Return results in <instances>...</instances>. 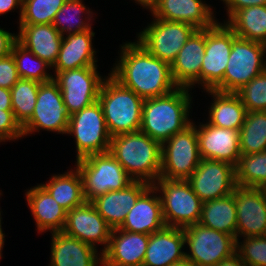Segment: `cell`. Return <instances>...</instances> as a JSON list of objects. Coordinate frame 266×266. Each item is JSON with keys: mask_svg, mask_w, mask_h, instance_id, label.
Returning <instances> with one entry per match:
<instances>
[{"mask_svg": "<svg viewBox=\"0 0 266 266\" xmlns=\"http://www.w3.org/2000/svg\"><path fill=\"white\" fill-rule=\"evenodd\" d=\"M66 0H23L18 24H52Z\"/></svg>", "mask_w": 266, "mask_h": 266, "instance_id": "cell-38", "label": "cell"}, {"mask_svg": "<svg viewBox=\"0 0 266 266\" xmlns=\"http://www.w3.org/2000/svg\"><path fill=\"white\" fill-rule=\"evenodd\" d=\"M23 130L12 110H0V145L23 139Z\"/></svg>", "mask_w": 266, "mask_h": 266, "instance_id": "cell-41", "label": "cell"}, {"mask_svg": "<svg viewBox=\"0 0 266 266\" xmlns=\"http://www.w3.org/2000/svg\"><path fill=\"white\" fill-rule=\"evenodd\" d=\"M185 259L183 228L164 227L149 235L142 266H170Z\"/></svg>", "mask_w": 266, "mask_h": 266, "instance_id": "cell-27", "label": "cell"}, {"mask_svg": "<svg viewBox=\"0 0 266 266\" xmlns=\"http://www.w3.org/2000/svg\"><path fill=\"white\" fill-rule=\"evenodd\" d=\"M226 10L225 20L220 22L226 23L239 9L249 6L266 5V0H220Z\"/></svg>", "mask_w": 266, "mask_h": 266, "instance_id": "cell-43", "label": "cell"}, {"mask_svg": "<svg viewBox=\"0 0 266 266\" xmlns=\"http://www.w3.org/2000/svg\"><path fill=\"white\" fill-rule=\"evenodd\" d=\"M111 231L112 228L91 202L68 211L62 230L64 234L94 246L101 253L108 247Z\"/></svg>", "mask_w": 266, "mask_h": 266, "instance_id": "cell-16", "label": "cell"}, {"mask_svg": "<svg viewBox=\"0 0 266 266\" xmlns=\"http://www.w3.org/2000/svg\"><path fill=\"white\" fill-rule=\"evenodd\" d=\"M234 196L237 212L236 238L266 235V188L237 186Z\"/></svg>", "mask_w": 266, "mask_h": 266, "instance_id": "cell-17", "label": "cell"}, {"mask_svg": "<svg viewBox=\"0 0 266 266\" xmlns=\"http://www.w3.org/2000/svg\"><path fill=\"white\" fill-rule=\"evenodd\" d=\"M204 93L212 97L211 103L206 106L209 109L206 122L219 128L240 130L247 111L239 96L233 92L216 90H205Z\"/></svg>", "mask_w": 266, "mask_h": 266, "instance_id": "cell-29", "label": "cell"}, {"mask_svg": "<svg viewBox=\"0 0 266 266\" xmlns=\"http://www.w3.org/2000/svg\"><path fill=\"white\" fill-rule=\"evenodd\" d=\"M67 212L86 202L80 172L70 166L62 174H52L45 183H40Z\"/></svg>", "mask_w": 266, "mask_h": 266, "instance_id": "cell-30", "label": "cell"}, {"mask_svg": "<svg viewBox=\"0 0 266 266\" xmlns=\"http://www.w3.org/2000/svg\"><path fill=\"white\" fill-rule=\"evenodd\" d=\"M93 30L91 28L63 36L57 60L52 66L53 74L76 68L99 66L97 64L99 50L93 46L96 33Z\"/></svg>", "mask_w": 266, "mask_h": 266, "instance_id": "cell-22", "label": "cell"}, {"mask_svg": "<svg viewBox=\"0 0 266 266\" xmlns=\"http://www.w3.org/2000/svg\"><path fill=\"white\" fill-rule=\"evenodd\" d=\"M0 110H12L10 89L0 87Z\"/></svg>", "mask_w": 266, "mask_h": 266, "instance_id": "cell-47", "label": "cell"}, {"mask_svg": "<svg viewBox=\"0 0 266 266\" xmlns=\"http://www.w3.org/2000/svg\"><path fill=\"white\" fill-rule=\"evenodd\" d=\"M166 226L184 228L199 222L203 202L187 180L159 178L154 184Z\"/></svg>", "mask_w": 266, "mask_h": 266, "instance_id": "cell-7", "label": "cell"}, {"mask_svg": "<svg viewBox=\"0 0 266 266\" xmlns=\"http://www.w3.org/2000/svg\"><path fill=\"white\" fill-rule=\"evenodd\" d=\"M193 93L178 87L166 95L144 99L140 131L160 144L183 131L193 120Z\"/></svg>", "mask_w": 266, "mask_h": 266, "instance_id": "cell-2", "label": "cell"}, {"mask_svg": "<svg viewBox=\"0 0 266 266\" xmlns=\"http://www.w3.org/2000/svg\"><path fill=\"white\" fill-rule=\"evenodd\" d=\"M134 1L136 5L142 7V9H147L148 12H151V10L156 6L158 3V0H131Z\"/></svg>", "mask_w": 266, "mask_h": 266, "instance_id": "cell-48", "label": "cell"}, {"mask_svg": "<svg viewBox=\"0 0 266 266\" xmlns=\"http://www.w3.org/2000/svg\"><path fill=\"white\" fill-rule=\"evenodd\" d=\"M170 266H196L193 262L187 260L186 258L180 262L174 263Z\"/></svg>", "mask_w": 266, "mask_h": 266, "instance_id": "cell-50", "label": "cell"}, {"mask_svg": "<svg viewBox=\"0 0 266 266\" xmlns=\"http://www.w3.org/2000/svg\"><path fill=\"white\" fill-rule=\"evenodd\" d=\"M69 118L61 91L54 79L40 83L32 117L22 127L23 137L35 136L34 133L40 134L42 131L66 135Z\"/></svg>", "mask_w": 266, "mask_h": 266, "instance_id": "cell-12", "label": "cell"}, {"mask_svg": "<svg viewBox=\"0 0 266 266\" xmlns=\"http://www.w3.org/2000/svg\"><path fill=\"white\" fill-rule=\"evenodd\" d=\"M27 206L30 209L38 234L62 232L67 211L60 206L52 195L38 184L25 190Z\"/></svg>", "mask_w": 266, "mask_h": 266, "instance_id": "cell-25", "label": "cell"}, {"mask_svg": "<svg viewBox=\"0 0 266 266\" xmlns=\"http://www.w3.org/2000/svg\"><path fill=\"white\" fill-rule=\"evenodd\" d=\"M99 66L76 68L53 74L69 115L96 102L107 75L100 74Z\"/></svg>", "mask_w": 266, "mask_h": 266, "instance_id": "cell-14", "label": "cell"}, {"mask_svg": "<svg viewBox=\"0 0 266 266\" xmlns=\"http://www.w3.org/2000/svg\"><path fill=\"white\" fill-rule=\"evenodd\" d=\"M17 28V41L53 66L63 40L53 24H18Z\"/></svg>", "mask_w": 266, "mask_h": 266, "instance_id": "cell-28", "label": "cell"}, {"mask_svg": "<svg viewBox=\"0 0 266 266\" xmlns=\"http://www.w3.org/2000/svg\"><path fill=\"white\" fill-rule=\"evenodd\" d=\"M151 17L150 22L136 33V41L154 57L171 65L197 29L187 23Z\"/></svg>", "mask_w": 266, "mask_h": 266, "instance_id": "cell-10", "label": "cell"}, {"mask_svg": "<svg viewBox=\"0 0 266 266\" xmlns=\"http://www.w3.org/2000/svg\"><path fill=\"white\" fill-rule=\"evenodd\" d=\"M74 162L82 177L86 202L109 191L122 190L134 181L109 151L90 154Z\"/></svg>", "mask_w": 266, "mask_h": 266, "instance_id": "cell-5", "label": "cell"}, {"mask_svg": "<svg viewBox=\"0 0 266 266\" xmlns=\"http://www.w3.org/2000/svg\"><path fill=\"white\" fill-rule=\"evenodd\" d=\"M205 53V29H197L172 62L171 74L178 87L200 89V71Z\"/></svg>", "mask_w": 266, "mask_h": 266, "instance_id": "cell-21", "label": "cell"}, {"mask_svg": "<svg viewBox=\"0 0 266 266\" xmlns=\"http://www.w3.org/2000/svg\"><path fill=\"white\" fill-rule=\"evenodd\" d=\"M88 6L84 0H66L55 15L53 26L62 36L90 30L98 12H93Z\"/></svg>", "mask_w": 266, "mask_h": 266, "instance_id": "cell-33", "label": "cell"}, {"mask_svg": "<svg viewBox=\"0 0 266 266\" xmlns=\"http://www.w3.org/2000/svg\"><path fill=\"white\" fill-rule=\"evenodd\" d=\"M39 87L40 82L20 78L10 89L12 111L21 127L32 117Z\"/></svg>", "mask_w": 266, "mask_h": 266, "instance_id": "cell-37", "label": "cell"}, {"mask_svg": "<svg viewBox=\"0 0 266 266\" xmlns=\"http://www.w3.org/2000/svg\"><path fill=\"white\" fill-rule=\"evenodd\" d=\"M5 236H7V235H5V233H4V231H3V229H2V223L0 224V262H1V259H3L4 258V256H3V249H4V245H5Z\"/></svg>", "mask_w": 266, "mask_h": 266, "instance_id": "cell-49", "label": "cell"}, {"mask_svg": "<svg viewBox=\"0 0 266 266\" xmlns=\"http://www.w3.org/2000/svg\"><path fill=\"white\" fill-rule=\"evenodd\" d=\"M226 24L237 37L266 44V5L241 8Z\"/></svg>", "mask_w": 266, "mask_h": 266, "instance_id": "cell-32", "label": "cell"}, {"mask_svg": "<svg viewBox=\"0 0 266 266\" xmlns=\"http://www.w3.org/2000/svg\"><path fill=\"white\" fill-rule=\"evenodd\" d=\"M11 54L20 78L35 80L40 83L53 80L52 66L26 49L18 41L14 44Z\"/></svg>", "mask_w": 266, "mask_h": 266, "instance_id": "cell-35", "label": "cell"}, {"mask_svg": "<svg viewBox=\"0 0 266 266\" xmlns=\"http://www.w3.org/2000/svg\"><path fill=\"white\" fill-rule=\"evenodd\" d=\"M66 136L74 138L75 160L110 150L112 137L108 132L103 108L98 100L70 115Z\"/></svg>", "mask_w": 266, "mask_h": 266, "instance_id": "cell-6", "label": "cell"}, {"mask_svg": "<svg viewBox=\"0 0 266 266\" xmlns=\"http://www.w3.org/2000/svg\"><path fill=\"white\" fill-rule=\"evenodd\" d=\"M150 13L147 15L161 20L187 23L196 29L211 28L219 20L215 7L205 0H158Z\"/></svg>", "mask_w": 266, "mask_h": 266, "instance_id": "cell-19", "label": "cell"}, {"mask_svg": "<svg viewBox=\"0 0 266 266\" xmlns=\"http://www.w3.org/2000/svg\"><path fill=\"white\" fill-rule=\"evenodd\" d=\"M110 74L143 99L166 95L176 88L167 62L154 57L135 39L119 45Z\"/></svg>", "mask_w": 266, "mask_h": 266, "instance_id": "cell-1", "label": "cell"}, {"mask_svg": "<svg viewBox=\"0 0 266 266\" xmlns=\"http://www.w3.org/2000/svg\"><path fill=\"white\" fill-rule=\"evenodd\" d=\"M109 152L134 181L153 185L161 172V144L141 131L111 138Z\"/></svg>", "mask_w": 266, "mask_h": 266, "instance_id": "cell-3", "label": "cell"}, {"mask_svg": "<svg viewBox=\"0 0 266 266\" xmlns=\"http://www.w3.org/2000/svg\"><path fill=\"white\" fill-rule=\"evenodd\" d=\"M148 242L149 235L112 229L102 266H142Z\"/></svg>", "mask_w": 266, "mask_h": 266, "instance_id": "cell-20", "label": "cell"}, {"mask_svg": "<svg viewBox=\"0 0 266 266\" xmlns=\"http://www.w3.org/2000/svg\"><path fill=\"white\" fill-rule=\"evenodd\" d=\"M166 227L160 196L150 185L137 199L119 227L132 233L150 235Z\"/></svg>", "mask_w": 266, "mask_h": 266, "instance_id": "cell-24", "label": "cell"}, {"mask_svg": "<svg viewBox=\"0 0 266 266\" xmlns=\"http://www.w3.org/2000/svg\"><path fill=\"white\" fill-rule=\"evenodd\" d=\"M185 258L196 266H216L220 261L236 252L234 236L192 224L183 228Z\"/></svg>", "mask_w": 266, "mask_h": 266, "instance_id": "cell-11", "label": "cell"}, {"mask_svg": "<svg viewBox=\"0 0 266 266\" xmlns=\"http://www.w3.org/2000/svg\"><path fill=\"white\" fill-rule=\"evenodd\" d=\"M49 235L51 252L48 266H102V253L94 246L63 232Z\"/></svg>", "mask_w": 266, "mask_h": 266, "instance_id": "cell-23", "label": "cell"}, {"mask_svg": "<svg viewBox=\"0 0 266 266\" xmlns=\"http://www.w3.org/2000/svg\"><path fill=\"white\" fill-rule=\"evenodd\" d=\"M236 240V251L247 266H266V235Z\"/></svg>", "mask_w": 266, "mask_h": 266, "instance_id": "cell-40", "label": "cell"}, {"mask_svg": "<svg viewBox=\"0 0 266 266\" xmlns=\"http://www.w3.org/2000/svg\"><path fill=\"white\" fill-rule=\"evenodd\" d=\"M216 266H247L236 251L232 255L222 259Z\"/></svg>", "mask_w": 266, "mask_h": 266, "instance_id": "cell-46", "label": "cell"}, {"mask_svg": "<svg viewBox=\"0 0 266 266\" xmlns=\"http://www.w3.org/2000/svg\"><path fill=\"white\" fill-rule=\"evenodd\" d=\"M1 195L3 196V192H2V190H0V199H1ZM3 211L1 210V207H0V224L1 223H3V218H2V216H3V213H2ZM2 213V214H1Z\"/></svg>", "mask_w": 266, "mask_h": 266, "instance_id": "cell-51", "label": "cell"}, {"mask_svg": "<svg viewBox=\"0 0 266 266\" xmlns=\"http://www.w3.org/2000/svg\"><path fill=\"white\" fill-rule=\"evenodd\" d=\"M103 81L98 101L111 137L140 131L144 99L123 86L110 73Z\"/></svg>", "mask_w": 266, "mask_h": 266, "instance_id": "cell-4", "label": "cell"}, {"mask_svg": "<svg viewBox=\"0 0 266 266\" xmlns=\"http://www.w3.org/2000/svg\"><path fill=\"white\" fill-rule=\"evenodd\" d=\"M17 42V32L12 33L0 26V58L12 52L14 44Z\"/></svg>", "mask_w": 266, "mask_h": 266, "instance_id": "cell-44", "label": "cell"}, {"mask_svg": "<svg viewBox=\"0 0 266 266\" xmlns=\"http://www.w3.org/2000/svg\"><path fill=\"white\" fill-rule=\"evenodd\" d=\"M200 161L197 131L191 123L161 144L160 178L187 180Z\"/></svg>", "mask_w": 266, "mask_h": 266, "instance_id": "cell-9", "label": "cell"}, {"mask_svg": "<svg viewBox=\"0 0 266 266\" xmlns=\"http://www.w3.org/2000/svg\"><path fill=\"white\" fill-rule=\"evenodd\" d=\"M266 69V44L236 37L233 40L220 92L238 91Z\"/></svg>", "mask_w": 266, "mask_h": 266, "instance_id": "cell-8", "label": "cell"}, {"mask_svg": "<svg viewBox=\"0 0 266 266\" xmlns=\"http://www.w3.org/2000/svg\"><path fill=\"white\" fill-rule=\"evenodd\" d=\"M239 137L241 154L266 151V111L247 112Z\"/></svg>", "mask_w": 266, "mask_h": 266, "instance_id": "cell-34", "label": "cell"}, {"mask_svg": "<svg viewBox=\"0 0 266 266\" xmlns=\"http://www.w3.org/2000/svg\"><path fill=\"white\" fill-rule=\"evenodd\" d=\"M19 79L13 55L0 58V87L11 89Z\"/></svg>", "mask_w": 266, "mask_h": 266, "instance_id": "cell-42", "label": "cell"}, {"mask_svg": "<svg viewBox=\"0 0 266 266\" xmlns=\"http://www.w3.org/2000/svg\"><path fill=\"white\" fill-rule=\"evenodd\" d=\"M22 4L23 0H0V16H5L6 14H9L13 11V13H18V19L20 21L22 14Z\"/></svg>", "mask_w": 266, "mask_h": 266, "instance_id": "cell-45", "label": "cell"}, {"mask_svg": "<svg viewBox=\"0 0 266 266\" xmlns=\"http://www.w3.org/2000/svg\"><path fill=\"white\" fill-rule=\"evenodd\" d=\"M235 93L247 112L266 111V69Z\"/></svg>", "mask_w": 266, "mask_h": 266, "instance_id": "cell-39", "label": "cell"}, {"mask_svg": "<svg viewBox=\"0 0 266 266\" xmlns=\"http://www.w3.org/2000/svg\"><path fill=\"white\" fill-rule=\"evenodd\" d=\"M236 37L234 31L220 20L211 28L205 29V53L200 71L202 93L205 90H215L223 82L233 40Z\"/></svg>", "mask_w": 266, "mask_h": 266, "instance_id": "cell-13", "label": "cell"}, {"mask_svg": "<svg viewBox=\"0 0 266 266\" xmlns=\"http://www.w3.org/2000/svg\"><path fill=\"white\" fill-rule=\"evenodd\" d=\"M199 224L236 238L237 212L234 192L203 202Z\"/></svg>", "mask_w": 266, "mask_h": 266, "instance_id": "cell-31", "label": "cell"}, {"mask_svg": "<svg viewBox=\"0 0 266 266\" xmlns=\"http://www.w3.org/2000/svg\"><path fill=\"white\" fill-rule=\"evenodd\" d=\"M150 186L143 181H133L122 190L109 191L93 199L91 203L112 228H119L139 196Z\"/></svg>", "mask_w": 266, "mask_h": 266, "instance_id": "cell-26", "label": "cell"}, {"mask_svg": "<svg viewBox=\"0 0 266 266\" xmlns=\"http://www.w3.org/2000/svg\"><path fill=\"white\" fill-rule=\"evenodd\" d=\"M187 181L202 202L227 196L237 187L235 166L218 160L201 159Z\"/></svg>", "mask_w": 266, "mask_h": 266, "instance_id": "cell-15", "label": "cell"}, {"mask_svg": "<svg viewBox=\"0 0 266 266\" xmlns=\"http://www.w3.org/2000/svg\"><path fill=\"white\" fill-rule=\"evenodd\" d=\"M235 172L237 186L266 188V151L241 154Z\"/></svg>", "mask_w": 266, "mask_h": 266, "instance_id": "cell-36", "label": "cell"}, {"mask_svg": "<svg viewBox=\"0 0 266 266\" xmlns=\"http://www.w3.org/2000/svg\"><path fill=\"white\" fill-rule=\"evenodd\" d=\"M196 127L201 159L225 161L234 166L241 156L239 130L219 128L204 120H192Z\"/></svg>", "mask_w": 266, "mask_h": 266, "instance_id": "cell-18", "label": "cell"}]
</instances>
